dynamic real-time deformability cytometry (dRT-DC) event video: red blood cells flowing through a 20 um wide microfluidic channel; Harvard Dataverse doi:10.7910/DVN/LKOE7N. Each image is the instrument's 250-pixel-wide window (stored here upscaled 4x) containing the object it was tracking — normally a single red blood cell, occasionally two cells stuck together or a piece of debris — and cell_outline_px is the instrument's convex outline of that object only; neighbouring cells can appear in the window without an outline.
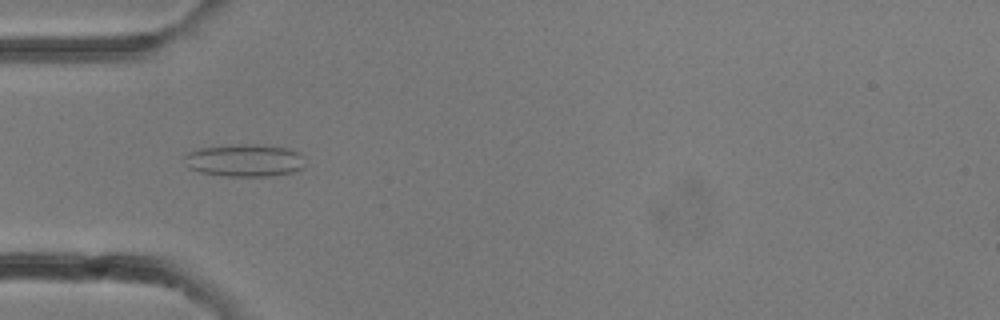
{"species": "common noctule bat (a hibernating species)", "species_latin": "Nyctalus noctula", "temperature_condition": "room temperature", "stored_images_in_passage": 29, "camera_frame_rate_fps": 3000, "um_per_image_px": 0.085, "animal": {"sex": "female"}, "frame": {"image": 1, "passage_image": 9, "time_ms": 2.667, "image_size_px": [1000, 320], "cell_outline_px": [[304, 168], [292, 172], [272, 176], [224, 176], [200, 172], [188, 168], [184, 164], [184, 156], [188, 152], [200, 148], [232, 144], [256, 144], [288, 148], [300, 152], [304, 156]], "centroid_in_image_um": [20.8, 13.63], "position_along_channel_um": 64.2, "area_um2": 23.24}}
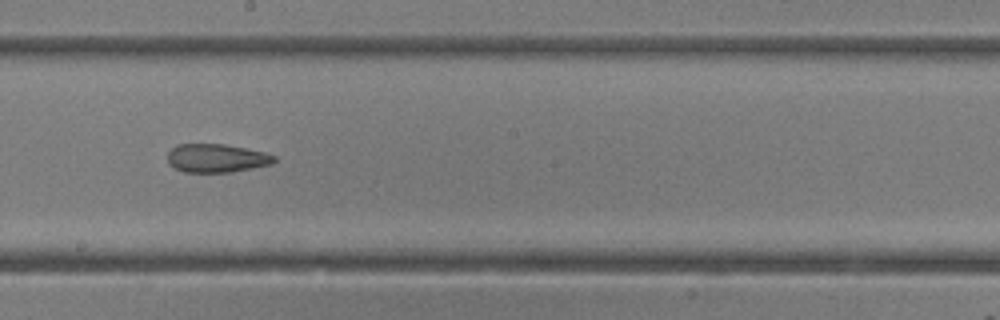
{"frame": {"image": 2, "passage_image": 16, "time_ms": 5.0, "image_size_px": [1000, 320], "cell_outline_px": [[276, 160], [272, 164], [232, 172], [184, 172], [168, 164], [168, 152], [176, 144], [224, 144], [264, 152], [276, 156]], "centroid_in_image_um": [18.4, 13.44], "position_along_channel_um": 229.8, "area_um2": 17.69}}
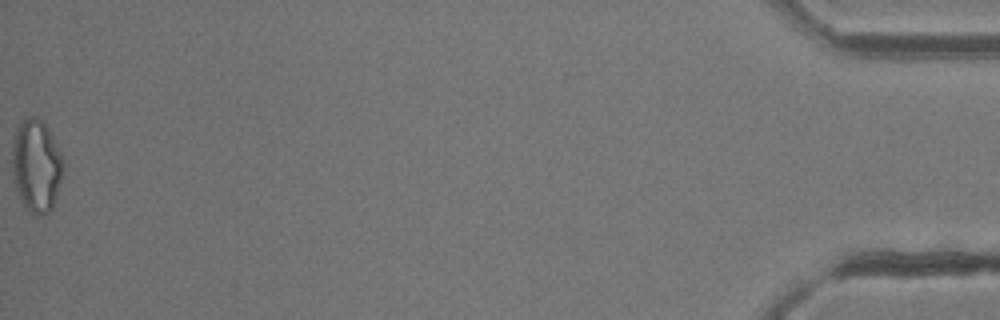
{"frame": {"image": 3, "passage_image": 29, "time_ms": 9.333, "image_size_px": [1000, 320], "cell_outline_px": [[64, 168], [56, 196], [52, 208], [44, 216], [36, 216], [24, 208], [20, 200], [12, 180], [12, 148], [16, 128], [20, 120], [28, 116], [36, 116], [48, 128], [64, 160]], "centroid_in_image_um": [3.06, 14.11], "position_along_channel_um": 432.1, "area_um2": 28.03}}